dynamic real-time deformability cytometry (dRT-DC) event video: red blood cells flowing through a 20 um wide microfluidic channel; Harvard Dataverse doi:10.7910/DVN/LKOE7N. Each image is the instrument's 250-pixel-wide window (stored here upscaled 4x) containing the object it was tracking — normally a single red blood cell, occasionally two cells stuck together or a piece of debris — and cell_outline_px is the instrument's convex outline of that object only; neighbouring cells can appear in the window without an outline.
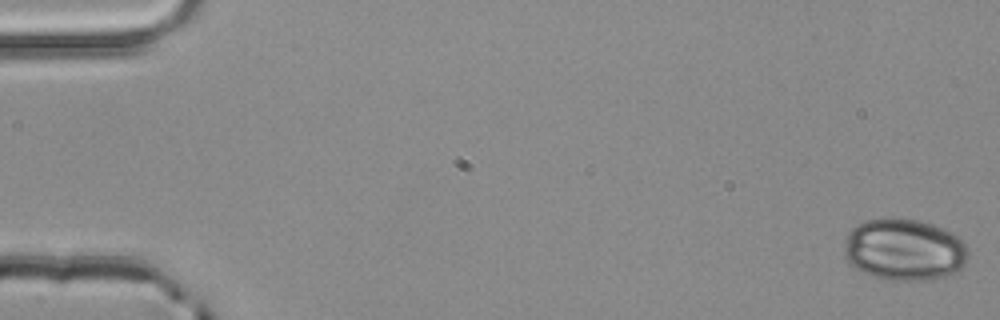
{"species": "common noctule bat (a hibernating species)", "species_latin": "Nyctalus noctula", "temperature_condition": "room temperature", "stored_images_in_passage": 5, "segment_of_instrument_passage": [1, 2], "camera_frame_rate_fps": 3000, "um_per_image_px": 0.085, "animal": {"sex": "male", "body_mass_g": 20.4}, "frame": {"image": 1, "passage_image": 1, "time_ms": 0.0, "image_size_px": [1000, 320], "cell_outline_px": [[968, 256], [964, 268], [944, 276], [928, 280], [884, 280], [868, 276], [856, 268], [848, 260], [844, 252], [844, 248], [848, 232], [856, 224], [864, 220], [884, 216], [920, 220], [932, 224], [952, 232], [968, 248]], "centroid_in_image_um": [76.84, 21.21], "position_along_channel_um": 8.2, "area_um2": 45.32}}